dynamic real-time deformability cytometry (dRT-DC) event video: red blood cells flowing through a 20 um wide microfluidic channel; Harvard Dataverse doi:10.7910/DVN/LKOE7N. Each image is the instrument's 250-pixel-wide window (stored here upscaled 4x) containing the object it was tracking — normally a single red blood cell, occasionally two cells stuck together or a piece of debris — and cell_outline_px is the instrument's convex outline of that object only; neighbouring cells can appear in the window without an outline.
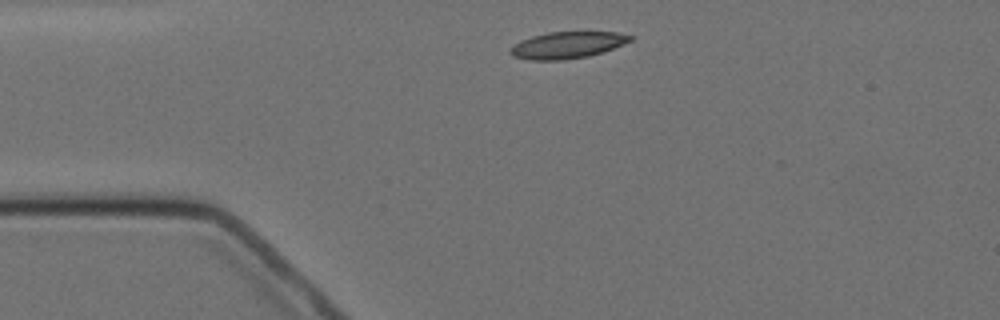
{"species": "Egyptian fruit bat (a non-hibernating species)", "species_latin": "Rousettus aegyptiacus", "temperature_condition": "cold", "stored_images_in_passage": 2, "camera_frame_rate_fps": 3000, "um_per_image_px": 0.085, "animal": {"sex": "female"}, "frame": {"image": 1, "passage_image": 1, "time_ms": 0.0, "image_size_px": [1000, 320], "cell_outline_px": [[632, 40], [624, 44], [604, 52], [588, 56], [564, 60], [528, 60], [512, 56], [508, 52], [508, 48], [520, 40], [532, 36], [548, 32], [616, 32], [632, 36]], "centroid_in_image_um": [48.17, 3.84], "position_along_channel_um": 36.8, "area_um2": 18.84}}